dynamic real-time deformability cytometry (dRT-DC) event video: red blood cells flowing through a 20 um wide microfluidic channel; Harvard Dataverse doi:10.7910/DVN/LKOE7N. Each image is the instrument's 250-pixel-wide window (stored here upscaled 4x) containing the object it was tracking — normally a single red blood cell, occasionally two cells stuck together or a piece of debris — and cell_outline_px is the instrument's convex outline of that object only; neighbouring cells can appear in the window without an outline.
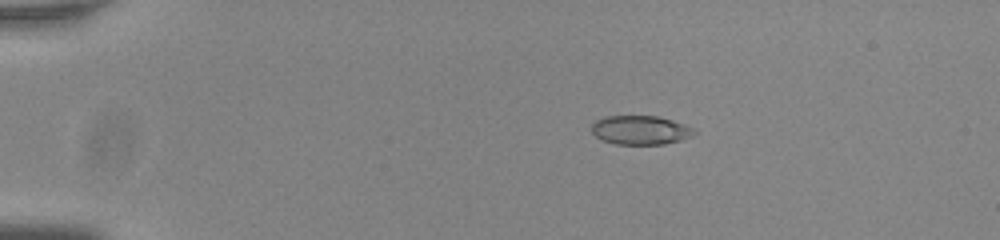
{"species": "common noctule bat (a hibernating species)", "species_latin": "Nyctalus noctula", "temperature_condition": "room temperature", "stored_images_in_passage": 50, "camera_frame_rate_fps": 3000, "um_per_image_px": 0.085, "animal": {"sex": "male", "body_mass_g": 20.0, "forearm_length_mm": 53.3}, "frame": {"image": 1, "passage_image": 6, "time_ms": 1.667, "image_size_px": [1000, 240], "cell_outline_px": [[696, 132], [692, 136], [680, 140], [664, 144], [616, 144], [604, 140], [596, 136], [592, 132], [592, 124], [596, 120], [608, 116], [656, 116], [672, 120], [692, 128]], "centroid_in_image_um": [54.43, 11.06], "position_along_channel_um": 30.6, "area_um2": 17.05}}
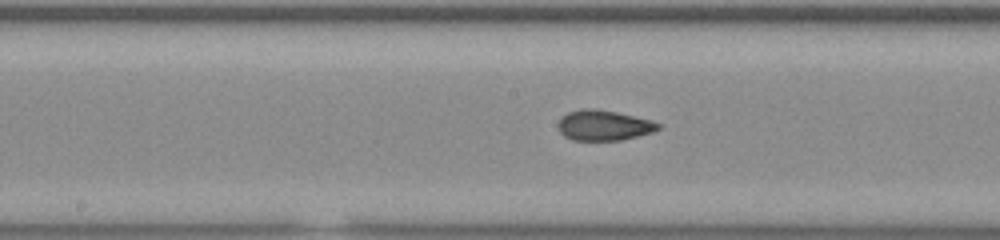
{"frame": {"image": 2, "passage_image": 25, "time_ms": 8.0, "image_size_px": [1000, 240], "cell_outline_px": [[660, 128], [652, 132], [620, 140], [572, 140], [564, 136], [560, 132], [560, 120], [568, 112], [584, 108], [596, 108], [616, 112], [652, 120], [660, 124]], "centroid_in_image_um": [51.34, 10.65], "position_along_channel_um": 196.9, "area_um2": 17.46}}
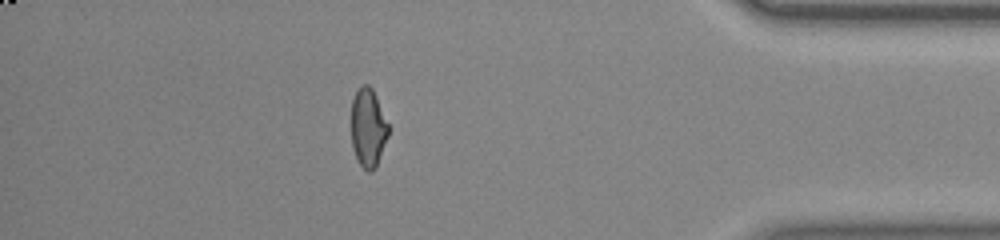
{"frame": {"image": 3, "passage_image": 44, "time_ms": 14.333, "image_size_px": [1000, 240], "cell_outline_px": [[388, 136], [376, 168], [372, 172], [368, 172], [356, 160], [352, 148], [352, 100], [360, 84], [368, 84], [372, 88], [376, 96], [388, 124]], "centroid_in_image_um": [31.28, 10.88], "position_along_channel_um": 403.9, "area_um2": 17.05}, "authors_computed_cell_mechanics": {"area_um2": 17.5134, "velocity_mm_per_s": 3.805, "shape_relaxation_time_tau1_ms": null, "shape_relaxation_time_tau2_ms": 1.1684, "deformation_change_tau1": null, "deformation_change_tau2": 0.0779}}